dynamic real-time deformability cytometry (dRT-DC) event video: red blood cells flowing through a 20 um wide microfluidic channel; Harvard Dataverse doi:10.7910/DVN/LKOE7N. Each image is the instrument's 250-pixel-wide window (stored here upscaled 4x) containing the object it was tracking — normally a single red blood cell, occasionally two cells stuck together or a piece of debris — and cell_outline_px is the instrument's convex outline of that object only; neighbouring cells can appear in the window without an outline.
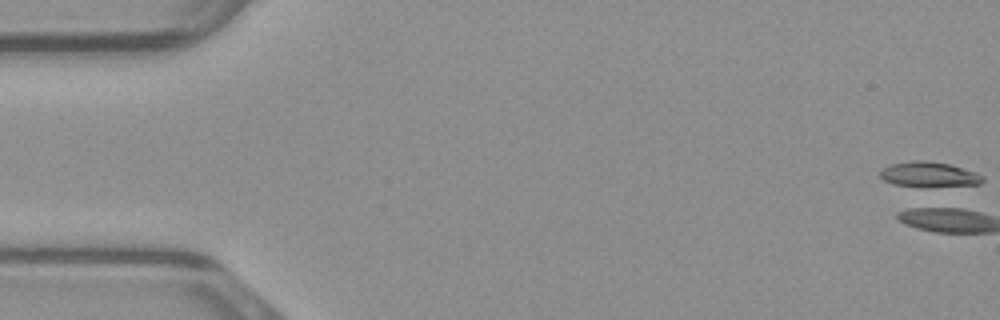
{"species": "common noctule bat (a hibernating species)", "species_latin": "Nyctalus noctula", "temperature_condition": "warm", "stored_images_in_passage": 1, "camera_frame_rate_fps": 3000, "um_per_image_px": 0.085, "animal": {"sex": "male", "body_mass_g": 23.1, "forearm_length_mm": 52.7}, "frame": {"image": 1, "passage_image": 1, "time_ms": 0.0, "image_size_px": [1000, 320], "cell_outline_px": [[984, 180], [980, 184], [892, 184], [884, 180], [880, 176], [880, 172], [884, 168], [892, 164], [912, 160], [928, 160], [948, 164], [976, 172], [984, 176]], "centroid_in_image_um": [78.96, 14.77], "position_along_channel_um": 6.0, "area_um2": 14.05}}